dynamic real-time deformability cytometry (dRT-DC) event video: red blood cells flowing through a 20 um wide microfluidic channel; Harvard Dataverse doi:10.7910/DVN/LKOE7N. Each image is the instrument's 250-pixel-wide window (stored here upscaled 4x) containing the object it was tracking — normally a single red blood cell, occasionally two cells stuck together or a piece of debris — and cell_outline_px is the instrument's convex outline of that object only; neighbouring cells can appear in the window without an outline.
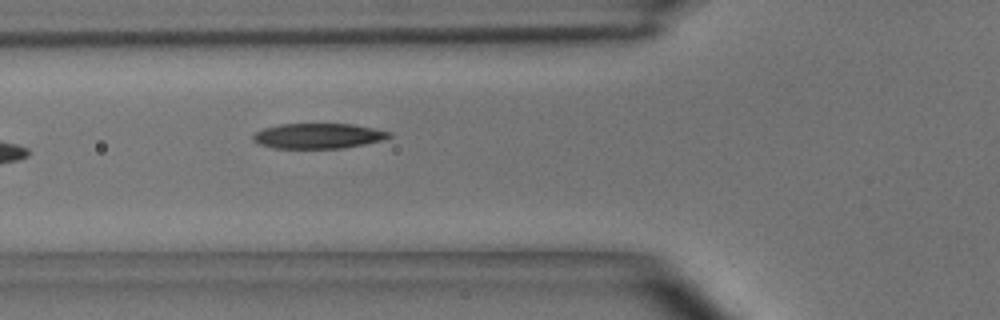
{"species": "common noctule bat (a hibernating species)", "species_latin": "Nyctalus noctula", "temperature_condition": "room temperature", "stored_images_in_passage": 4, "camera_frame_rate_fps": 3000, "um_per_image_px": 0.085, "animal": {"sex": "male", "body_mass_g": 15.6}, "frame": {"image": 1, "passage_image": 4, "time_ms": 1.0, "image_size_px": [1000, 320], "cell_outline_px": [[392, 136], [380, 140], [364, 144], [344, 148], [276, 148], [260, 144], [252, 140], [252, 136], [256, 132], [264, 128], [280, 124], [352, 124], [392, 132]], "centroid_in_image_um": [27.04, 11.55], "position_along_channel_um": 98.8, "area_um2": 19.83}}